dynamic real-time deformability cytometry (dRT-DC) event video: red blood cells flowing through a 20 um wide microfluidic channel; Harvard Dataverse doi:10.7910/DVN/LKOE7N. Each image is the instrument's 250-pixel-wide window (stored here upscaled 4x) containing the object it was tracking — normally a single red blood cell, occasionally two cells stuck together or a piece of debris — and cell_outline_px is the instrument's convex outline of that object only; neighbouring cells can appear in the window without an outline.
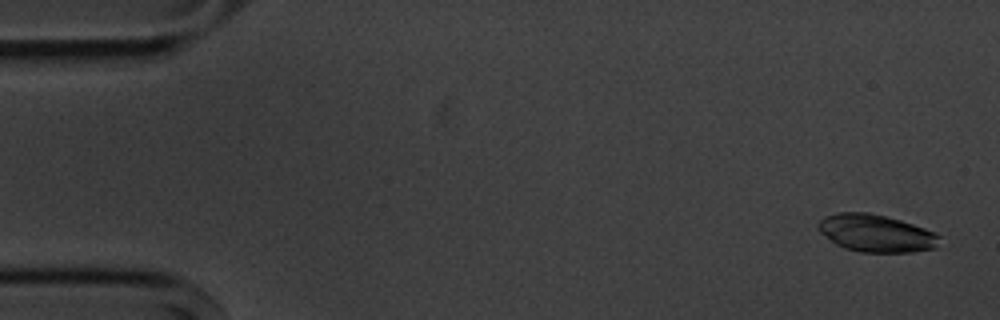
{"species": "common noctule bat (a hibernating species)", "species_latin": "Nyctalus noctula", "temperature_condition": "cold", "stored_images_in_passage": 6, "camera_frame_rate_fps": 3000, "um_per_image_px": 0.085, "animal": {"sex": "male", "body_mass_g": 20.1, "forearm_length_mm": 53.5}, "frame": {"image": 1, "passage_image": 1, "time_ms": 0.0, "image_size_px": [1000, 320], "cell_outline_px": [[940, 236], [936, 248], [912, 252], [860, 252], [844, 248], [836, 244], [820, 232], [816, 224], [824, 216], [840, 212], [868, 212], [900, 220], [924, 228]], "centroid_in_image_um": [74.43, 19.82], "position_along_channel_um": 10.6, "area_um2": 26.3}}
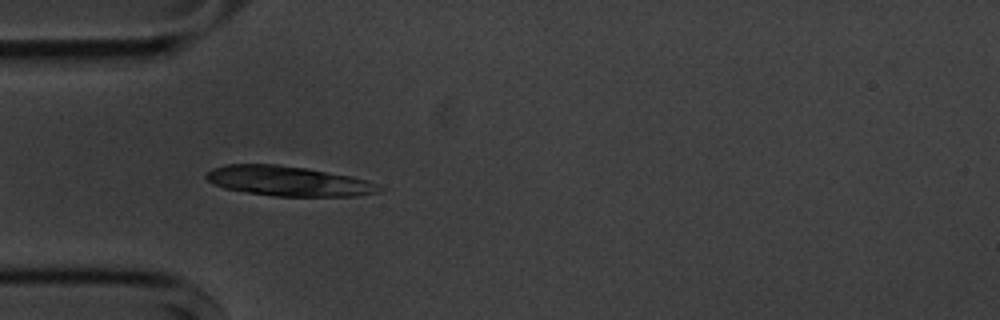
{"frame": {"image": 2, "passage_image": 5, "time_ms": 4.667, "image_size_px": [1000, 320], "cell_outline_px": [[384, 188], [380, 192], [356, 196], [276, 196], [248, 192], [224, 188], [208, 180], [204, 176], [212, 168], [224, 164], [276, 164], [304, 168], [352, 176], [368, 180], [380, 184]], "centroid_in_image_um": [24.56, 15.39], "position_along_channel_um": 60.4, "area_um2": 30.11}}